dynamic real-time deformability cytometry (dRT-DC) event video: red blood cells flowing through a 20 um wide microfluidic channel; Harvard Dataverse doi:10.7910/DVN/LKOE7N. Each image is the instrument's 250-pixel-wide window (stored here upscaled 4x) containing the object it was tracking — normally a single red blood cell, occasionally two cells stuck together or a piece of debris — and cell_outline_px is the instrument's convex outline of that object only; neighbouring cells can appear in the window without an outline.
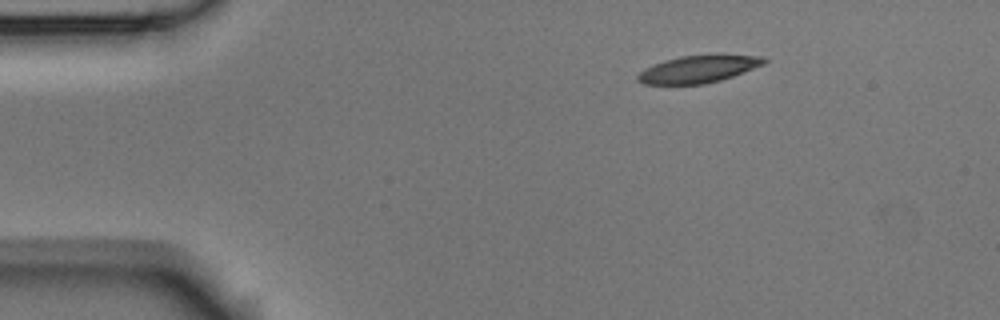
{"species": "Egyptian fruit bat (a non-hibernating species)", "species_latin": "Rousettus aegyptiacus", "temperature_condition": "room temperature", "stored_images_in_passage": 3, "camera_frame_rate_fps": 3000, "um_per_image_px": 0.085, "animal": {"sex": "male"}, "frame": {"image": 1, "passage_image": 1, "time_ms": 0.0, "image_size_px": [1000, 320], "cell_outline_px": [[768, 60], [764, 64], [732, 76], [720, 80], [704, 84], [644, 84], [636, 80], [636, 76], [644, 68], [652, 64], [664, 60], [680, 56], [716, 52], [720, 52], [764, 56]], "centroid_in_image_um": [59.4, 5.82], "position_along_channel_um": 25.6, "area_um2": 20.92}}